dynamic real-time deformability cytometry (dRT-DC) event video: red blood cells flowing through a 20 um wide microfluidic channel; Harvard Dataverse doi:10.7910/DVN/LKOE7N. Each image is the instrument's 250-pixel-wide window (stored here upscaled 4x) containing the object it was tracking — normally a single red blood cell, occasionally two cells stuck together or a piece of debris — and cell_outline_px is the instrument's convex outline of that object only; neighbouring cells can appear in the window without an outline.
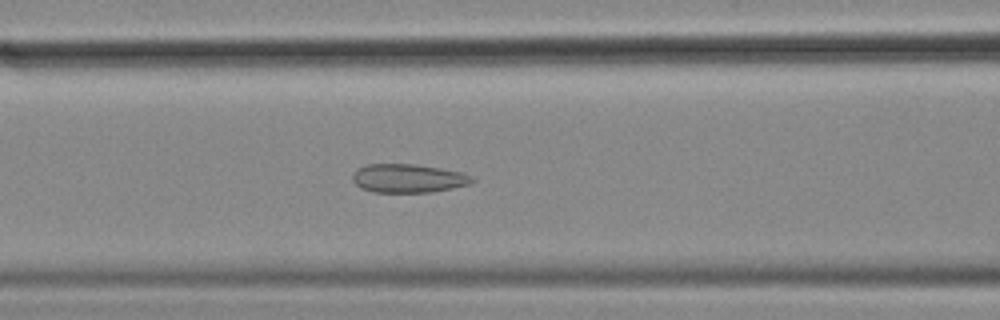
{"species": "common noctule bat (a hibernating species)", "species_latin": "Nyctalus noctula", "temperature_condition": "cold", "stored_images_in_passage": 45, "camera_frame_rate_fps": 3000, "um_per_image_px": 0.085, "animal": {"sex": "female", "body_mass_g": 18.4}, "frame": {"image": 1, "passage_image": 12, "time_ms": 3.667, "image_size_px": [1000, 320], "cell_outline_px": [[476, 180], [472, 184], [432, 192], [372, 192], [360, 188], [352, 180], [352, 172], [356, 168], [368, 164], [416, 164], [464, 172], [472, 176]], "centroid_in_image_um": [34.7, 15.15], "position_along_channel_um": 131.9, "area_um2": 20.29}}
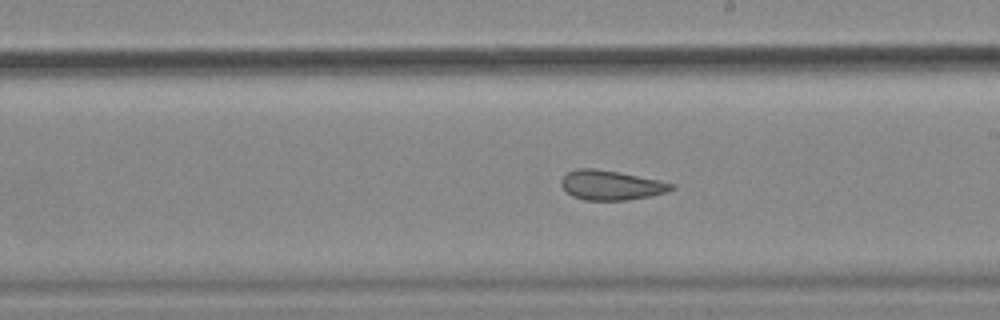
{"frame": {"image": 2, "passage_image": 21, "time_ms": 6.667, "image_size_px": [1000, 320], "cell_outline_px": [[676, 188], [668, 192], [628, 200], [584, 200], [572, 196], [560, 184], [560, 180], [568, 172], [576, 168], [596, 168], [620, 172], [660, 180], [676, 184]], "centroid_in_image_um": [51.96, 15.73], "position_along_channel_um": 237.0, "area_um2": 19.19}}
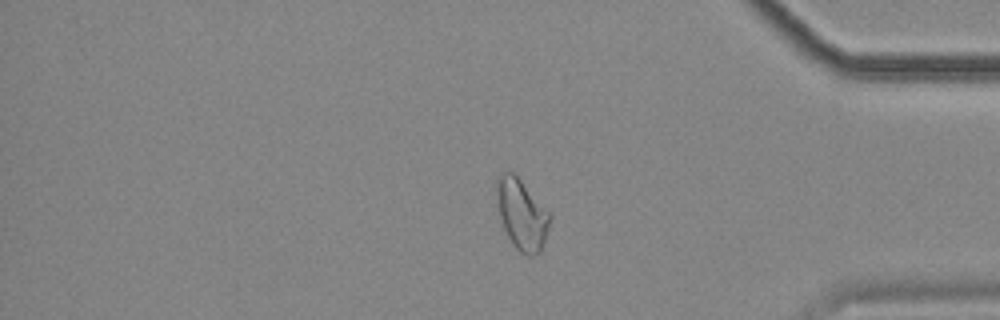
{"frame": {"image": 3, "passage_image": 36, "time_ms": 11.667, "image_size_px": [1000, 320], "cell_outline_px": [[552, 220], [540, 252], [532, 256], [524, 256], [512, 244], [504, 228], [500, 216], [496, 192], [496, 180], [504, 172], [512, 172], [552, 212]], "centroid_in_image_um": [44.4, 18.25], "position_along_channel_um": 390.8, "area_um2": 21.96}, "authors_computed_cell_mechanics": {"area_um2": 20.6924, "velocity_mm_per_s": 3.5249, "shape_relaxation_time_tau1_ms": null, "shape_relaxation_time_tau2_ms": 1.9786, "deformation_change_tau1": null, "deformation_change_tau2": 0.0983}}